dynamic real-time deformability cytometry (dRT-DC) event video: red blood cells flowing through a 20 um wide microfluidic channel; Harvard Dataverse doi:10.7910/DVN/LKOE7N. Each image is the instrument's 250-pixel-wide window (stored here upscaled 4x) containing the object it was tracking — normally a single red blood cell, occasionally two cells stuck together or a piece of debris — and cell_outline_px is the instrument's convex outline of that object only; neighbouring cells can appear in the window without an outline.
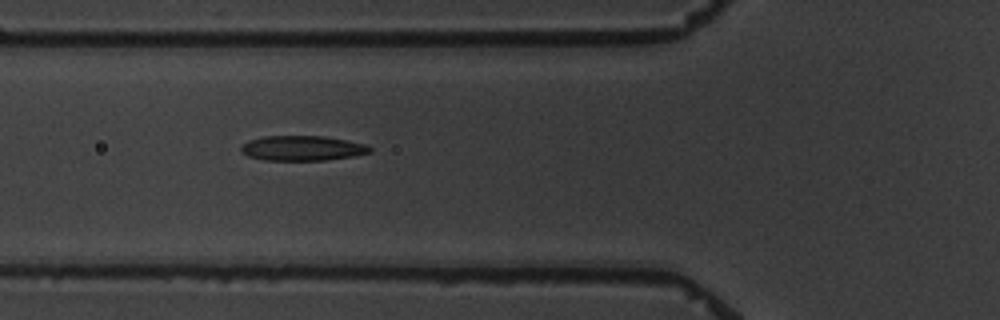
{"species": "common noctule bat (a hibernating species)", "species_latin": "Nyctalus noctula", "temperature_condition": "warm", "stored_images_in_passage": 6, "camera_frame_rate_fps": 3000, "um_per_image_px": 0.085, "animal": {"sex": "male", "body_mass_g": 19.5, "forearm_length_mm": 54.6}, "frame": {"image": 1, "passage_image": 6, "time_ms": 6.667, "image_size_px": [1000, 320], "cell_outline_px": [[372, 152], [352, 156], [324, 160], [264, 160], [248, 156], [240, 152], [240, 148], [248, 140], [264, 136], [324, 136], [364, 144], [372, 148]], "centroid_in_image_um": [25.66, 12.59], "position_along_channel_um": 100.1, "area_um2": 18.61}}